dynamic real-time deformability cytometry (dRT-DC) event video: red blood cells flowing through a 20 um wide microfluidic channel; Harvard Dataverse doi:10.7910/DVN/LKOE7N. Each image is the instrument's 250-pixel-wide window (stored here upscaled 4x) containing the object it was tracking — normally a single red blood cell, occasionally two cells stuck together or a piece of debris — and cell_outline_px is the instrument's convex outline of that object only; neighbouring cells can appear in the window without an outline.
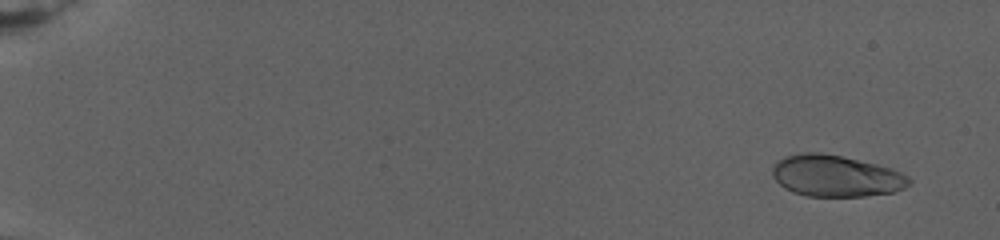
{"species": "human", "species_latin": "Homo sapiens", "temperature_condition": "warm", "stored_images_in_passage": 23, "camera_frame_rate_fps": 3000, "um_per_image_px": 0.085, "donor": {"sex": "female"}, "frame": {"image": 1, "passage_image": 4, "time_ms": 1.667, "image_size_px": [1000, 240], "cell_outline_px": [[912, 180], [904, 188], [892, 192], [864, 196], [804, 196], [792, 192], [784, 188], [772, 176], [772, 164], [784, 156], [800, 152], [820, 152], [840, 156], [876, 164], [892, 168], [908, 176]], "centroid_in_image_um": [71.0, 14.95], "position_along_channel_um": 14.0, "area_um2": 33.18}}
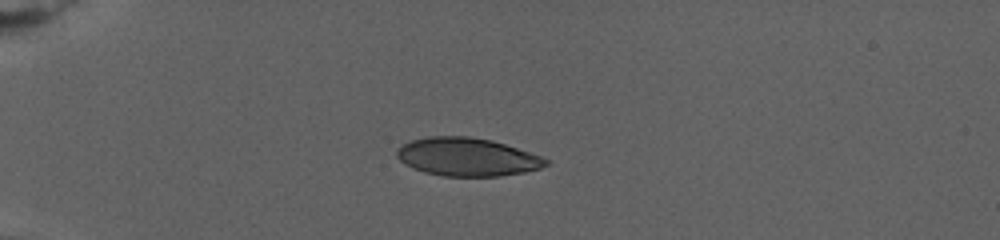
{"frame": {"image": 2, "passage_image": 16, "time_ms": 7.667, "image_size_px": [1000, 240], "cell_outline_px": [[548, 164], [540, 168], [524, 172], [500, 176], [444, 176], [424, 172], [412, 168], [404, 164], [396, 156], [396, 148], [412, 140], [428, 136], [468, 136], [492, 140], [540, 156], [548, 160]], "centroid_in_image_um": [39.66, 13.34], "position_along_channel_um": 45.3, "area_um2": 33.06}}
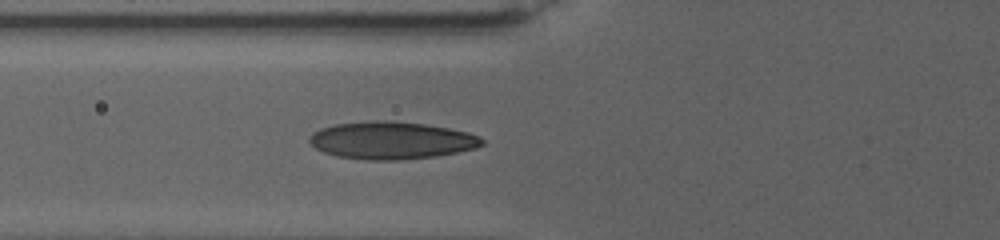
{"frame": {"image": 3, "passage_image": 23, "time_ms": 11.0, "image_size_px": [1000, 240], "cell_outline_px": [[484, 144], [476, 148], [456, 152], [432, 156], [400, 160], [368, 160], [336, 156], [324, 152], [316, 148], [308, 140], [308, 136], [312, 132], [320, 128], [336, 124], [372, 120], [384, 120], [424, 124], [448, 128], [468, 132], [480, 136], [484, 140]], "centroid_in_image_um": [33.25, 11.93], "position_along_channel_um": 92.6, "area_um2": 37.63}}